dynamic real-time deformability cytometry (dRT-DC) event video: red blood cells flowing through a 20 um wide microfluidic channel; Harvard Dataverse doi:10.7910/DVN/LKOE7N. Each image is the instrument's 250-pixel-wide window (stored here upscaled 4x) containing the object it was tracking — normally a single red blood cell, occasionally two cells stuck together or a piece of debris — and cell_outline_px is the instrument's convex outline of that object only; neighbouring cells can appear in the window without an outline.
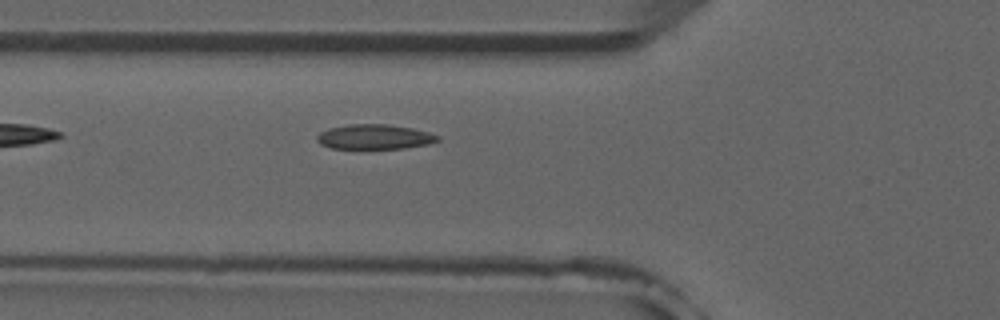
{"species": "common noctule bat (a hibernating species)", "species_latin": "Nyctalus noctula", "temperature_condition": "room temperature", "stored_images_in_passage": 2, "camera_frame_rate_fps": 3000, "um_per_image_px": 0.085, "animal": {"sex": "male", "forearm_length_mm": 52.5}, "frame": {"image": 1, "passage_image": 2, "time_ms": 1.333, "image_size_px": [1000, 320], "cell_outline_px": [[440, 140], [428, 144], [404, 148], [332, 148], [320, 144], [316, 140], [316, 136], [320, 132], [328, 128], [348, 124], [388, 124], [412, 128], [428, 132], [440, 136]], "centroid_in_image_um": [31.82, 11.62], "position_along_channel_um": 94.0, "area_um2": 17.46}}